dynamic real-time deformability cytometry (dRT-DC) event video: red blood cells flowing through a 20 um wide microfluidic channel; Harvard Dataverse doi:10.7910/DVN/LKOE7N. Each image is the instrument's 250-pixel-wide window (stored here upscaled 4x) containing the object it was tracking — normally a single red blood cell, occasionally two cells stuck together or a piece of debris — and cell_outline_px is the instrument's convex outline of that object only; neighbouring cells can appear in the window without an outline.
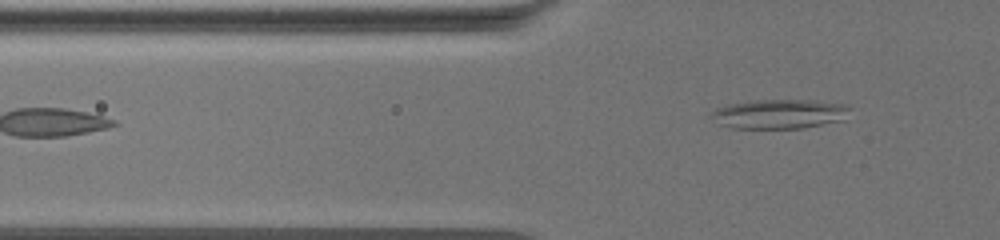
{"species": "common noctule bat (a hibernating species)", "species_latin": "Nyctalus noctula", "temperature_condition": "warm", "stored_images_in_passage": 51, "camera_frame_rate_fps": 3000, "um_per_image_px": 0.085, "animal": {"sex": "female", "body_mass_g": 19.5, "forearm_length_mm": 54.1}, "frame": {"image": 1, "passage_image": 3, "time_ms": 0.667, "image_size_px": [1000, 240], "cell_outline_px": [[852, 108], [844, 120], [804, 128], [732, 128], [720, 124], [708, 116], [716, 108], [728, 104], [756, 100], [816, 100], [844, 104]], "centroid_in_image_um": [66.27, 9.68], "position_along_channel_um": 59.5, "area_um2": 23.93}}
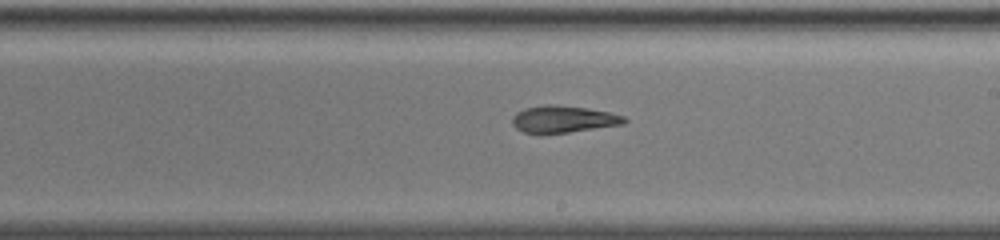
{"frame": {"image": 2, "passage_image": 23, "time_ms": 7.333, "image_size_px": [1000, 240], "cell_outline_px": [[628, 120], [624, 124], [540, 136], [524, 132], [516, 128], [512, 124], [512, 116], [516, 112], [524, 108], [544, 104], [556, 104], [588, 108], [608, 112], [624, 116]], "centroid_in_image_um": [47.82, 10.14], "position_along_channel_um": 241.2, "area_um2": 18.09}}
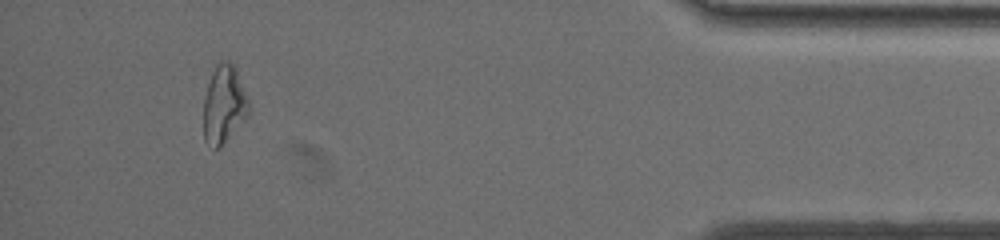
{"frame": {"image": 3, "passage_image": 46, "time_ms": 15.0, "image_size_px": [1000, 240], "cell_outline_px": [[248, 116], [220, 148], [216, 148], [204, 140], [204, 96], [212, 72], [216, 64], [220, 60], [228, 60], [236, 68], [248, 100]], "centroid_in_image_um": [19.03, 8.86], "position_along_channel_um": 416.2, "area_um2": 20.4}}